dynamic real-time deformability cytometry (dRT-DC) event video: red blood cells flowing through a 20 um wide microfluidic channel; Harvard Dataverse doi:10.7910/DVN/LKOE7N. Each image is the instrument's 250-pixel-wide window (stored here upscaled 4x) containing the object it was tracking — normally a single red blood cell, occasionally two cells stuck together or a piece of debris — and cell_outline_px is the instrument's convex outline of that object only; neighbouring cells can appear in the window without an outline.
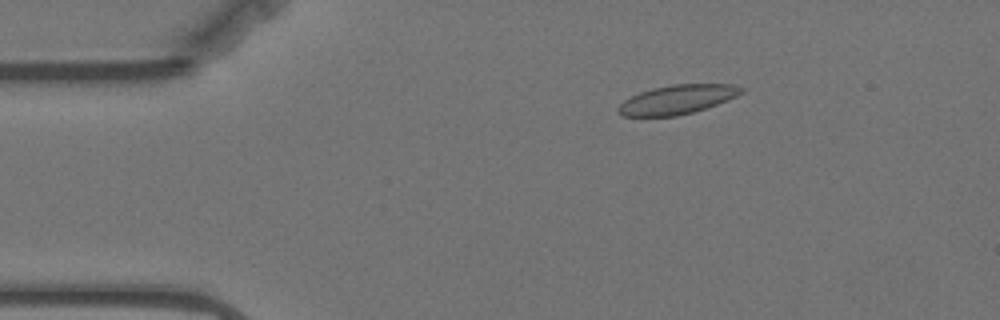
{"species": "Egyptian fruit bat (a non-hibernating species)", "species_latin": "Rousettus aegyptiacus", "temperature_condition": "warm", "stored_images_in_passage": 58, "segment_of_instrument_passage": [1, 2], "camera_frame_rate_fps": 3000, "um_per_image_px": 0.085, "animal": {"sex": "female"}, "frame": {"image": 1, "passage_image": 9, "time_ms": 2.667, "image_size_px": [1000, 320], "cell_outline_px": [[748, 88], [744, 92], [728, 100], [692, 112], [676, 116], [624, 116], [616, 112], [616, 108], [624, 100], [640, 92], [652, 88], [672, 84], [736, 84]], "centroid_in_image_um": [57.6, 8.44], "position_along_channel_um": 27.4, "area_um2": 20.98}}
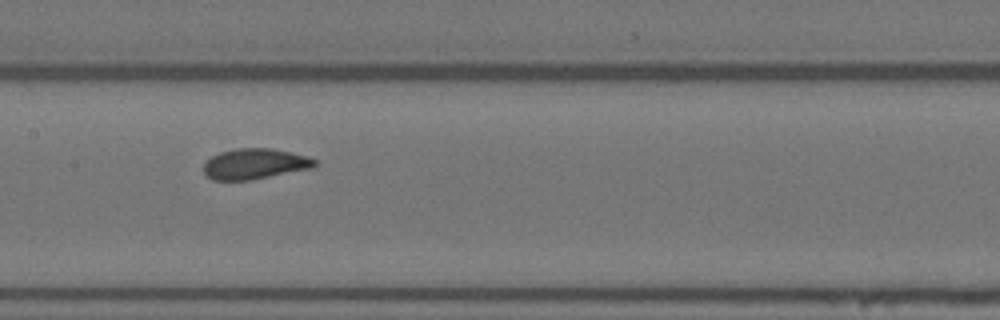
{"frame": {"image": 2, "passage_image": 27, "time_ms": 8.667, "image_size_px": [1000, 320], "cell_outline_px": [[316, 164], [312, 168], [248, 180], [212, 180], [204, 172], [204, 164], [212, 156], [220, 152], [240, 148], [272, 148], [308, 156], [316, 160]], "centroid_in_image_um": [21.66, 13.92], "position_along_channel_um": 185.7, "area_um2": 19.54}}
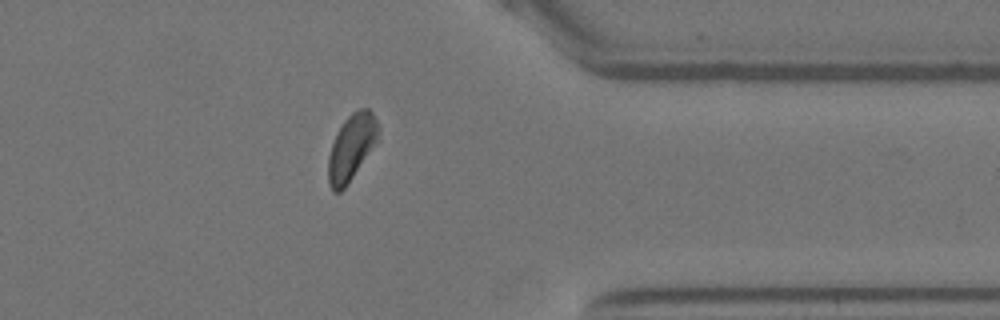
{"frame": {"image": 3, "passage_image": 45, "time_ms": 14.667, "image_size_px": [1000, 320], "cell_outline_px": [[380, 140], [344, 188], [340, 192], [332, 192], [328, 180], [328, 156], [332, 144], [344, 120], [352, 112], [360, 108], [368, 108], [372, 112], [380, 128]], "centroid_in_image_um": [29.91, 12.52], "position_along_channel_um": 381.5, "area_um2": 19.42}}